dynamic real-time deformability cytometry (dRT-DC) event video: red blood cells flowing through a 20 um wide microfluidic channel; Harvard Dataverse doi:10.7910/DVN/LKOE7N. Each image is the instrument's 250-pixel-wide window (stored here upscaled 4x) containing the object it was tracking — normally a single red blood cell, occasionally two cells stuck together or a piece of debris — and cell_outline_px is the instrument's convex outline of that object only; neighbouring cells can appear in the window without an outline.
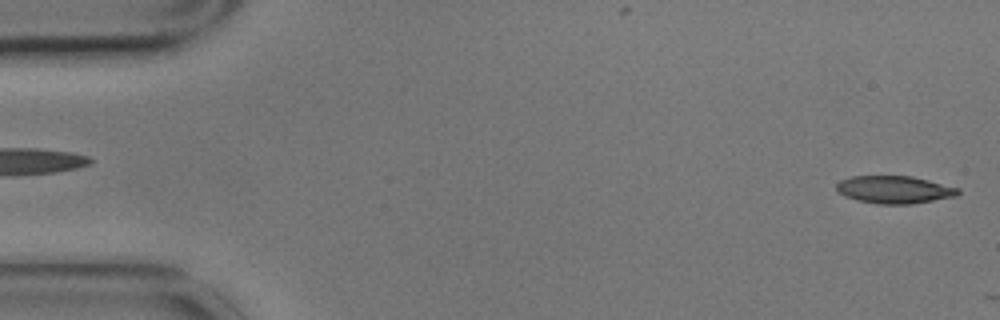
{"species": "common noctule bat (a hibernating species)", "species_latin": "Nyctalus noctula", "temperature_condition": "cold", "stored_images_in_passage": 2, "camera_frame_rate_fps": 3000, "um_per_image_px": 0.085, "animal": {"sex": "male", "body_mass_g": 17.9}, "frame": {"image": 1, "passage_image": 2, "time_ms": 0.333, "image_size_px": [1000, 320], "cell_outline_px": [[960, 192], [956, 196], [912, 204], [876, 204], [856, 200], [844, 196], [836, 192], [836, 184], [840, 180], [852, 176], [912, 176], [960, 188]], "centroid_in_image_um": [75.99, 16.12], "position_along_channel_um": 9.0, "area_um2": 19.71}}